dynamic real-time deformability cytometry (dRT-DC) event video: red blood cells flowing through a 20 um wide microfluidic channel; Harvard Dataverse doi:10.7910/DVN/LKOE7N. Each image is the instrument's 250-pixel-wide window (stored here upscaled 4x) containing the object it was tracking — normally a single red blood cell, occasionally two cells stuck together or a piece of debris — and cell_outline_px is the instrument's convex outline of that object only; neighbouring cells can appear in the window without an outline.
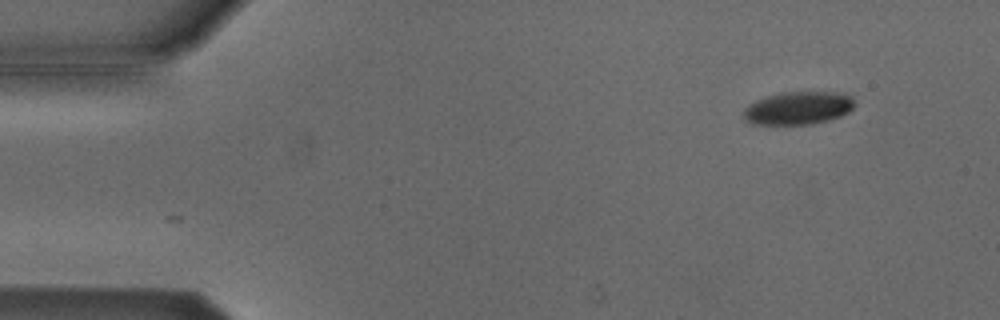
{"species": "Egyptian fruit bat (a non-hibernating species)", "species_latin": "Rousettus aegyptiacus", "temperature_condition": "cold", "stored_images_in_passage": 5, "camera_frame_rate_fps": 3000, "um_per_image_px": 0.085, "animal": {"sex": "male"}, "frame": {"image": 1, "passage_image": 4, "time_ms": 1.0, "image_size_px": [1000, 320], "cell_outline_px": [[856, 104], [848, 112], [840, 116], [828, 120], [812, 124], [752, 124], [744, 120], [744, 108], [748, 104], [756, 100], [768, 96], [784, 92], [840, 92], [852, 96]], "centroid_in_image_um": [67.86, 9.18], "position_along_channel_um": 17.1, "area_um2": 21.39}}